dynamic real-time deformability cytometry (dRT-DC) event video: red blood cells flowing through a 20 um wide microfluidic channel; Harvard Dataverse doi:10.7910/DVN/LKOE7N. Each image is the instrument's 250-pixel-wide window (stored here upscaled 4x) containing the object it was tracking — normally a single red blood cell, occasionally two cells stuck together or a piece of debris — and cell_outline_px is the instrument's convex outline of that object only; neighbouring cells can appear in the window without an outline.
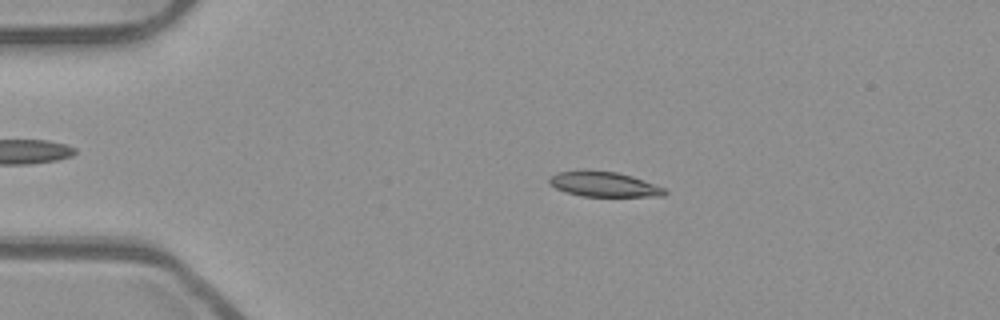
{"species": "common noctule bat (a hibernating species)", "species_latin": "Nyctalus noctula", "temperature_condition": "room temperature", "stored_images_in_passage": 53, "camera_frame_rate_fps": 3000, "um_per_image_px": 0.085, "animal": {"sex": "male", "body_mass_g": 23.1, "forearm_length_mm": 52.7}, "frame": {"image": 1, "passage_image": 11, "time_ms": 3.333, "image_size_px": [1000, 320], "cell_outline_px": [[668, 192], [664, 196], [580, 196], [556, 188], [548, 184], [548, 180], [556, 172], [584, 168], [588, 168], [616, 172], [632, 176], [644, 180], [664, 188]], "centroid_in_image_um": [51.29, 15.63], "position_along_channel_um": 33.7, "area_um2": 17.17}}
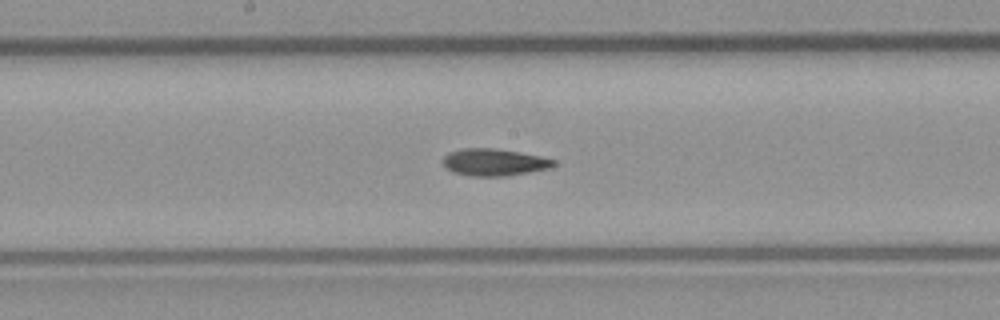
{"frame": {"image": 2, "passage_image": 28, "time_ms": 9.0, "image_size_px": [1000, 320], "cell_outline_px": [[556, 164], [552, 168], [508, 176], [472, 176], [452, 172], [444, 164], [444, 156], [448, 152], [464, 148], [492, 148], [540, 156], [556, 160]], "centroid_in_image_um": [42.03, 13.8], "position_along_channel_um": 206.2, "area_um2": 17.4}}
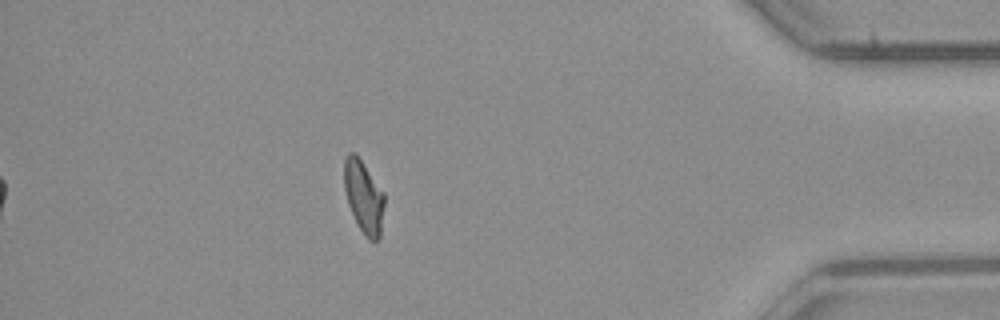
{"frame": {"image": 3, "passage_image": 47, "time_ms": 15.333, "image_size_px": [1000, 320], "cell_outline_px": [[384, 204], [380, 236], [376, 240], [368, 240], [364, 236], [348, 204], [344, 188], [344, 156], [348, 152], [356, 152], [384, 192]], "centroid_in_image_um": [30.9, 16.67], "position_along_channel_um": 404.3, "area_um2": 17.05}, "authors_computed_cell_mechanics": {"area_um2": 17.051, "velocity_mm_per_s": 3.8646, "shape_relaxation_time_tau1_ms": null, "shape_relaxation_time_tau2_ms": 4.8138, "deformation_change_tau1": null, "deformation_change_tau2": 0.1108}}